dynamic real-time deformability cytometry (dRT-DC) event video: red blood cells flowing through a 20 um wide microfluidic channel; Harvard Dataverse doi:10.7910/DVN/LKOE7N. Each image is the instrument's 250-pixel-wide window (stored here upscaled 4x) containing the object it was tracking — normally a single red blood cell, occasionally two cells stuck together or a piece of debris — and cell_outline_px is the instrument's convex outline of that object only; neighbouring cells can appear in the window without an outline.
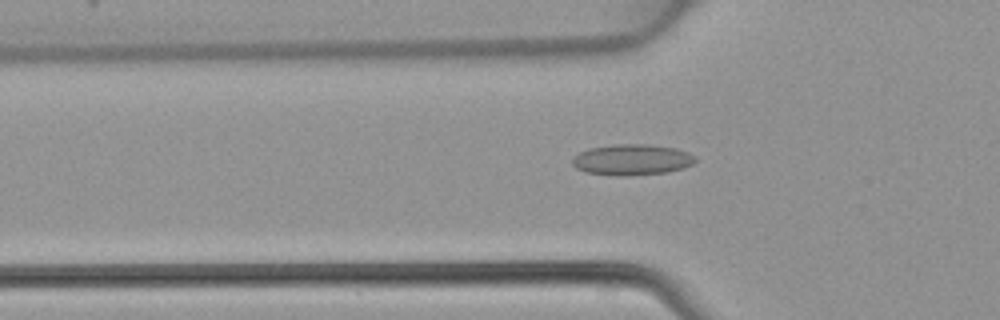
{"species": "common noctule bat (a hibernating species)", "species_latin": "Nyctalus noctula", "temperature_condition": "warm", "stored_images_in_passage": 44, "camera_frame_rate_fps": 3000, "um_per_image_px": 0.085, "animal": {"sex": "female", "body_mass_g": 22.7, "forearm_length_mm": 54.2}, "frame": {"image": 1, "passage_image": 15, "time_ms": 4.667, "image_size_px": [1000, 320], "cell_outline_px": [[696, 160], [692, 164], [684, 168], [668, 172], [620, 176], [616, 176], [584, 172], [576, 168], [572, 164], [572, 156], [588, 148], [616, 144], [644, 144], [676, 148], [688, 152]], "centroid_in_image_um": [53.67, 13.58], "position_along_channel_um": 72.1, "area_um2": 22.2}}
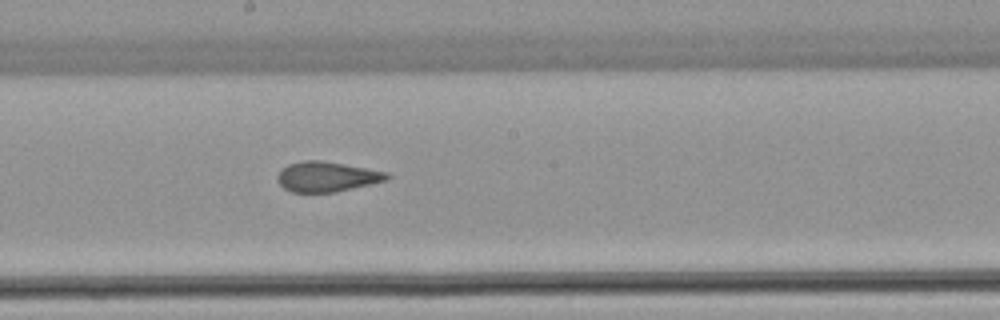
{"frame": {"image": 2, "passage_image": 25, "time_ms": 8.0, "image_size_px": [1000, 320], "cell_outline_px": [[392, 176], [388, 180], [332, 192], [292, 192], [284, 188], [276, 180], [276, 176], [280, 168], [288, 164], [304, 160], [320, 160], [344, 164], [388, 172]], "centroid_in_image_um": [27.75, 15.0], "position_along_channel_um": 220.5, "area_um2": 19.19}}
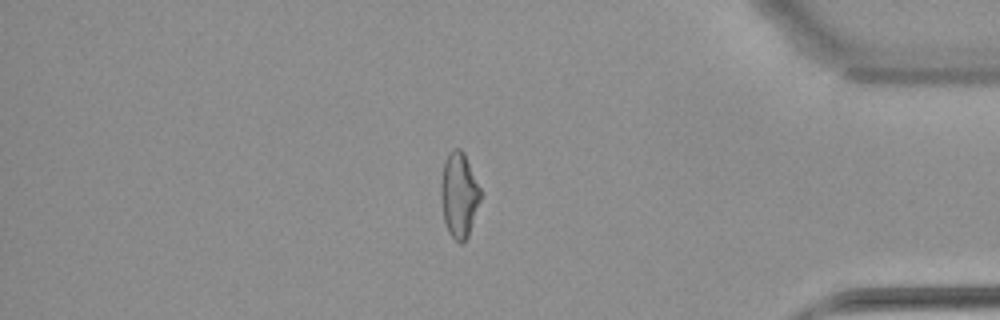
{"frame": {"image": 3, "passage_image": 39, "time_ms": 12.667, "image_size_px": [1000, 320], "cell_outline_px": [[480, 200], [468, 236], [460, 244], [448, 232], [444, 220], [440, 196], [440, 184], [444, 164], [452, 148], [460, 148], [464, 152], [480, 188]], "centroid_in_image_um": [39.0, 16.56], "position_along_channel_um": 396.2, "area_um2": 19.36}}